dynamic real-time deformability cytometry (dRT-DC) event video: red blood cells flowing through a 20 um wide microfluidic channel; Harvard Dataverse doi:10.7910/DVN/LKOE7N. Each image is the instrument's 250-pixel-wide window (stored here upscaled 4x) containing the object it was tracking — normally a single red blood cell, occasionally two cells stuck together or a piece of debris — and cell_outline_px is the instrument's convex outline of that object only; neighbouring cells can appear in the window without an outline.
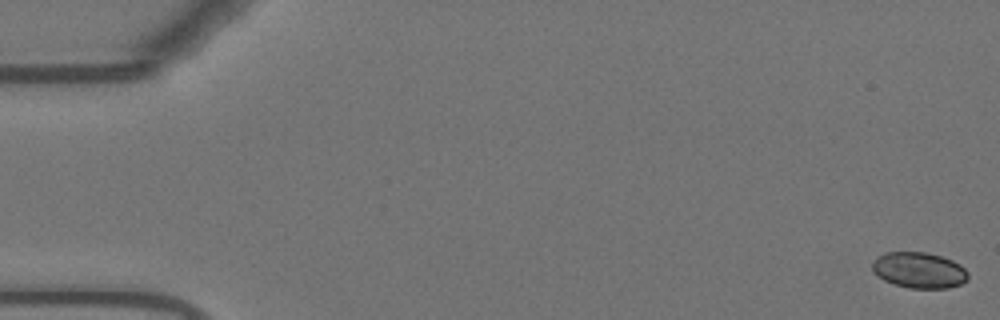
{"species": "Egyptian fruit bat (a non-hibernating species)", "species_latin": "Rousettus aegyptiacus", "temperature_condition": "warm", "stored_images_in_passage": 55, "camera_frame_rate_fps": 3000, "um_per_image_px": 0.085, "animal": {"sex": "female"}, "frame": {"image": 1, "passage_image": 1, "time_ms": 0.0, "image_size_px": [1000, 320], "cell_outline_px": [[968, 280], [960, 284], [948, 288], [908, 288], [884, 280], [872, 272], [872, 264], [876, 256], [884, 252], [928, 252], [952, 260], [960, 264], [968, 272]], "centroid_in_image_um": [78.11, 22.96], "position_along_channel_um": 6.9, "area_um2": 20.17}}
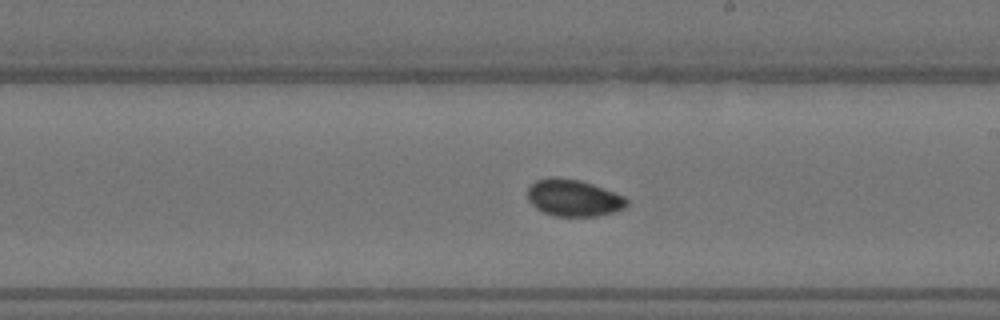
{"frame": {"image": 2, "passage_image": 32, "time_ms": 10.333, "image_size_px": [1000, 320], "cell_outline_px": [[628, 204], [624, 208], [616, 212], [596, 216], [556, 216], [544, 212], [536, 208], [528, 200], [528, 188], [536, 180], [552, 176], [580, 180], [592, 184], [624, 196], [628, 200]], "centroid_in_image_um": [48.76, 16.82], "position_along_channel_um": 240.2, "area_um2": 21.27}}
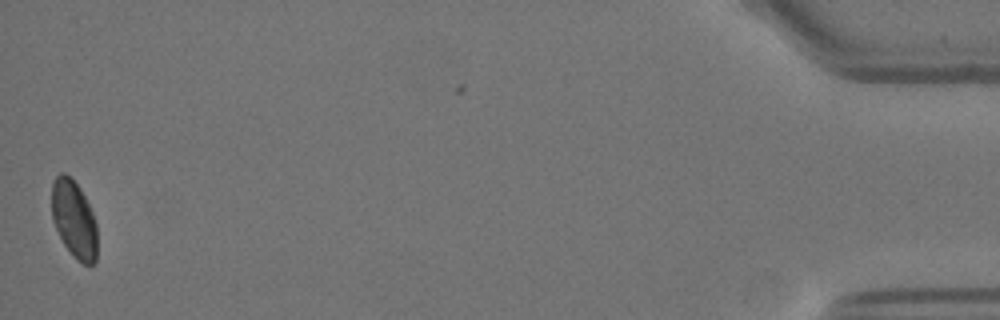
{"frame": {"image": 3, "passage_image": 55, "time_ms": 18.0, "image_size_px": [1000, 320], "cell_outline_px": [[96, 260], [92, 264], [84, 264], [76, 260], [72, 256], [64, 244], [52, 220], [52, 184], [56, 176], [60, 172], [64, 172], [80, 188], [92, 212], [96, 224]], "centroid_in_image_um": [6.28, 18.65], "position_along_channel_um": 428.9, "area_um2": 20.35}, "authors_computed_cell_mechanics": {"area_um2": 20.8658, "velocity_mm_per_s": 3.6828, "shape_relaxation_time_tau1_ms": 3.8767, "shape_relaxation_time_tau2_ms": null, "deformation_change_tau1": 0.0863, "deformation_change_tau2": null}}